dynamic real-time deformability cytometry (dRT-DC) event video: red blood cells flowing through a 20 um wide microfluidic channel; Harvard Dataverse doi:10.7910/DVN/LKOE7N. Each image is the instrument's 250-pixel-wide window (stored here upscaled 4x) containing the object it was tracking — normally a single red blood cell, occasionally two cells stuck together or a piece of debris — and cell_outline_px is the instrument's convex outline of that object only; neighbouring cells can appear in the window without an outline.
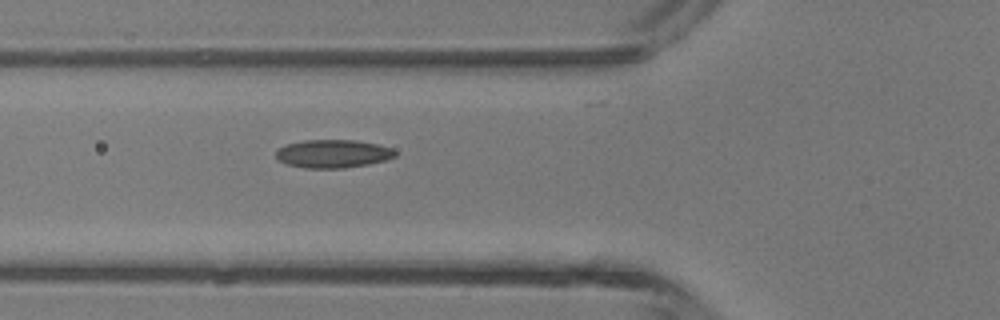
{"species": "common noctule bat (a hibernating species)", "species_latin": "Nyctalus noctula", "temperature_condition": "room temperature", "stored_images_in_passage": 4, "camera_frame_rate_fps": 3000, "um_per_image_px": 0.085, "animal": {"sex": "male", "body_mass_g": 13.3}, "frame": {"image": 1, "passage_image": 4, "time_ms": 3.667, "image_size_px": [1000, 320], "cell_outline_px": [[396, 156], [384, 160], [368, 164], [344, 168], [304, 168], [288, 164], [276, 160], [276, 152], [280, 148], [288, 144], [304, 140], [356, 140], [380, 144], [392, 148], [396, 152]], "centroid_in_image_um": [28.32, 13.06], "position_along_channel_um": 97.5, "area_um2": 19.59}}